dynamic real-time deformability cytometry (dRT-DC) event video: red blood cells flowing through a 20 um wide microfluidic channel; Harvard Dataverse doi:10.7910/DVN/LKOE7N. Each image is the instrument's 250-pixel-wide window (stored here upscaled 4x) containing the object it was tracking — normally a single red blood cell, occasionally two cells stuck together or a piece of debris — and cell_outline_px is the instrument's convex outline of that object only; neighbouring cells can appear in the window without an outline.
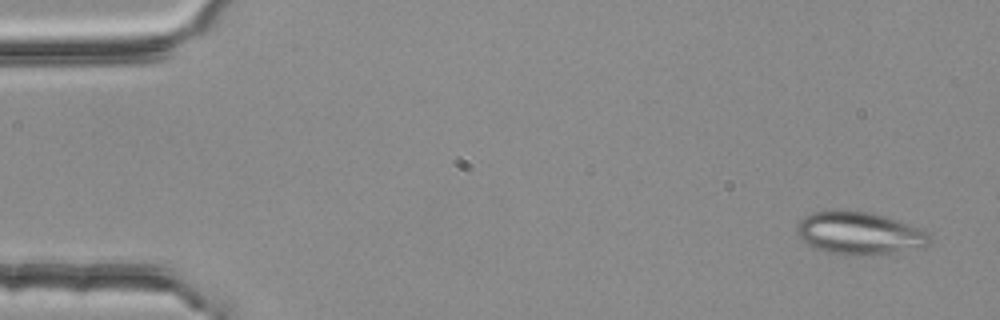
{"species": "common noctule bat (a hibernating species)", "species_latin": "Nyctalus noctula", "temperature_condition": "room temperature", "stored_images_in_passage": 3, "camera_frame_rate_fps": 3000, "um_per_image_px": 0.085, "animal": {"sex": "female", "body_mass_g": 25.1}, "frame": {"image": 1, "passage_image": 1, "time_ms": 0.0, "image_size_px": [1000, 320], "cell_outline_px": [[932, 236], [928, 244], [896, 252], [856, 256], [828, 252], [816, 248], [808, 244], [796, 232], [796, 224], [804, 216], [812, 212], [832, 208], [844, 208], [868, 212], [884, 216], [924, 228]], "centroid_in_image_um": [73.02, 19.77], "position_along_channel_um": 12.0, "area_um2": 33.41}}